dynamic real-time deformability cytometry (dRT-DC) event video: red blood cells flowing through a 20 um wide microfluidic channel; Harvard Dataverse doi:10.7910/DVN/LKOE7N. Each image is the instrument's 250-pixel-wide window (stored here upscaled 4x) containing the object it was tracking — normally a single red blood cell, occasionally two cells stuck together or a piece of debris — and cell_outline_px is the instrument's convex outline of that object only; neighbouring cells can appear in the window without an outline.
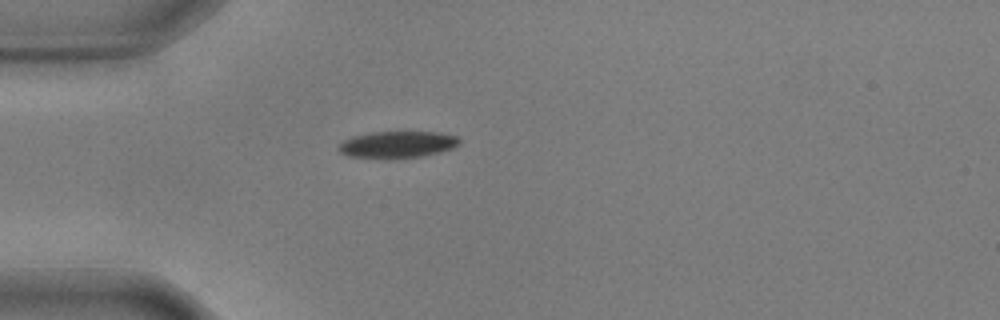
{"species": "common noctule bat (a hibernating species)", "species_latin": "Nyctalus noctula", "temperature_condition": "warm", "stored_images_in_passage": 42, "camera_frame_rate_fps": 3000, "um_per_image_px": 0.085, "animal": {"sex": "male", "body_mass_g": 17.9, "forearm_length_mm": 54.2}, "frame": {"image": 1, "passage_image": 1, "time_ms": 0.0, "image_size_px": [1000, 320], "cell_outline_px": [[460, 144], [452, 148], [440, 152], [420, 156], [388, 160], [348, 156], [340, 152], [336, 148], [344, 140], [352, 136], [372, 132], [440, 132], [460, 136]], "centroid_in_image_um": [33.78, 12.3], "position_along_channel_um": 51.2, "area_um2": 19.25}}
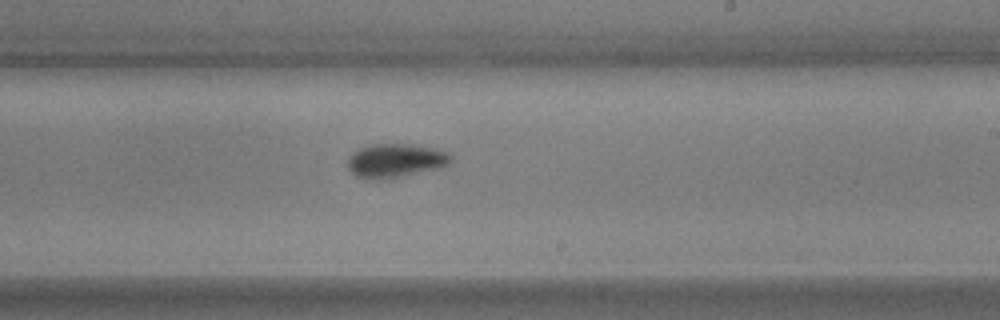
{"frame": {"image": 2, "passage_image": 19, "time_ms": 6.0, "image_size_px": [1000, 320], "cell_outline_px": [[452, 160], [448, 164], [440, 168], [380, 180], [356, 176], [348, 168], [348, 156], [352, 152], [368, 144], [408, 144], [432, 148], [448, 152], [452, 156]], "centroid_in_image_um": [33.6, 13.64], "position_along_channel_um": 255.4, "area_um2": 20.23}}
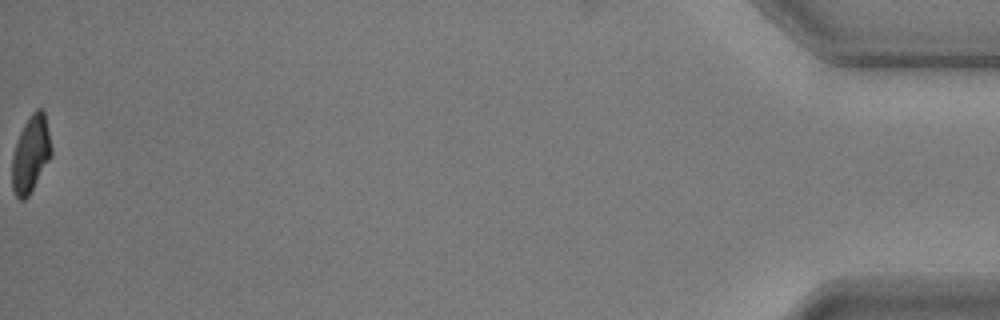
{"frame": {"image": 3, "passage_image": 42, "time_ms": 13.667, "image_size_px": [1000, 320], "cell_outline_px": [[52, 156], [28, 196], [24, 200], [20, 200], [16, 196], [12, 188], [12, 156], [16, 140], [28, 116], [36, 108], [40, 108], [44, 112], [52, 148]], "centroid_in_image_um": [2.61, 13.09], "position_along_channel_um": 432.6, "area_um2": 17.63}, "authors_computed_cell_mechanics": {"area_um2": 19.2763, "velocity_mm_per_s": 3.5768, "shape_relaxation_time_tau1_ms": 3.1433, "shape_relaxation_time_tau2_ms": 2.8085, "deformation_change_tau1": 0.1582, "deformation_change_tau2": 0.0549}}